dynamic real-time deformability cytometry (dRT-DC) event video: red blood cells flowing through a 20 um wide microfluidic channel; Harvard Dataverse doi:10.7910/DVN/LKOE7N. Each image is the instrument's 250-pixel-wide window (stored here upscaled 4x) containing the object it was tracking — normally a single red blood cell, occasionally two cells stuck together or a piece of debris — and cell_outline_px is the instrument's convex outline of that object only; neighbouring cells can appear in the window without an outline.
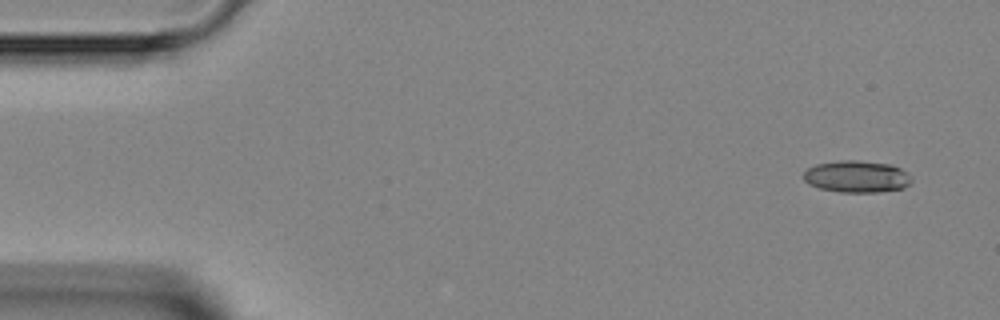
{"species": "Egyptian fruit bat (a non-hibernating species)", "species_latin": "Rousettus aegyptiacus", "temperature_condition": "room temperature", "stored_images_in_passage": 4, "camera_frame_rate_fps": 3000, "um_per_image_px": 0.085, "animal": {"sex": "female"}, "frame": {"image": 1, "passage_image": 1, "time_ms": 0.0, "image_size_px": [1000, 320], "cell_outline_px": [[912, 180], [904, 188], [876, 192], [840, 192], [820, 188], [808, 184], [804, 180], [804, 172], [808, 168], [816, 164], [840, 160], [856, 160], [892, 164], [908, 172], [912, 176]], "centroid_in_image_um": [72.84, 15.0], "position_along_channel_um": 12.2, "area_um2": 20.17}}
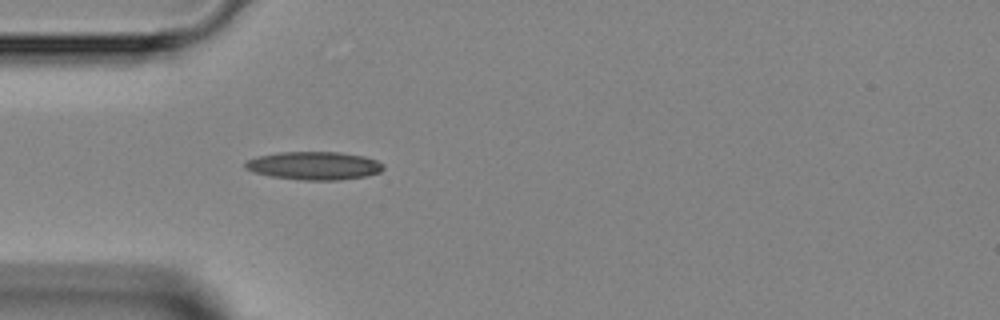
{"frame": {"image": 2, "passage_image": 4, "time_ms": 3.667, "image_size_px": [1000, 320], "cell_outline_px": [[384, 168], [380, 172], [364, 176], [336, 180], [304, 180], [272, 176], [256, 172], [244, 168], [244, 164], [248, 160], [256, 156], [280, 152], [340, 152], [364, 156], [376, 160], [384, 164]], "centroid_in_image_um": [26.71, 14.07], "position_along_channel_um": 58.3, "area_um2": 22.48}}